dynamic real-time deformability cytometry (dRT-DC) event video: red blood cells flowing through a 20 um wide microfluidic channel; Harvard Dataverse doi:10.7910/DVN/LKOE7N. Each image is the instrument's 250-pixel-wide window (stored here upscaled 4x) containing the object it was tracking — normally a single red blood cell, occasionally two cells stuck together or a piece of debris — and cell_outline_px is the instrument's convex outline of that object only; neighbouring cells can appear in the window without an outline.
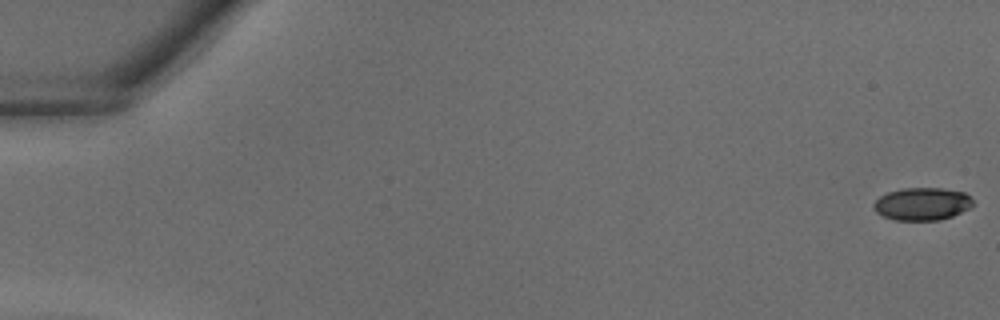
{"species": "common noctule bat (a hibernating species)", "species_latin": "Nyctalus noctula", "temperature_condition": "warm", "stored_images_in_passage": 5, "camera_frame_rate_fps": 3000, "um_per_image_px": 0.085, "animal": {"sex": "male", "body_mass_g": 18.8}, "frame": {"image": 1, "passage_image": 1, "time_ms": 0.0, "image_size_px": [1000, 320], "cell_outline_px": [[972, 204], [968, 208], [952, 216], [940, 220], [896, 220], [884, 216], [876, 212], [872, 208], [872, 204], [880, 196], [888, 192], [904, 188], [944, 188], [964, 192], [972, 200]], "centroid_in_image_um": [78.35, 17.33], "position_along_channel_um": 6.7, "area_um2": 18.79}}